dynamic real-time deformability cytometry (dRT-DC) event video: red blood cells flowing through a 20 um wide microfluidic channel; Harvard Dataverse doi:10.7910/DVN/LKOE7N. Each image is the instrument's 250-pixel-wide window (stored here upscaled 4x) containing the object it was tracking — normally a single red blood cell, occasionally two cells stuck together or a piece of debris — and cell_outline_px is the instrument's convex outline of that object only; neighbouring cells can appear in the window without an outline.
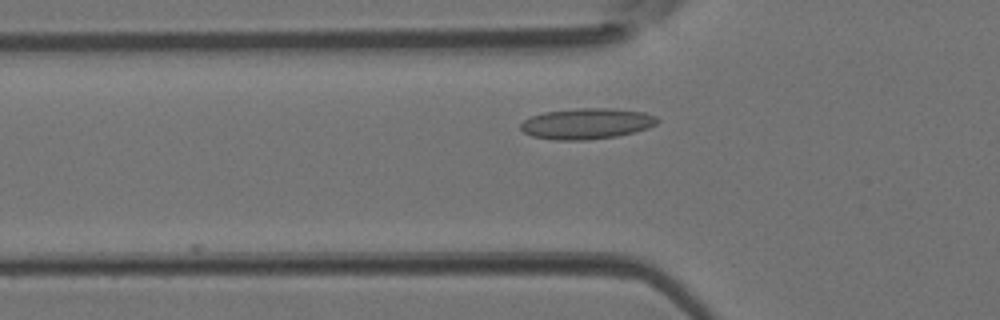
{"species": "Egyptian fruit bat (a non-hibernating species)", "species_latin": "Rousettus aegyptiacus", "temperature_condition": "room temperature", "stored_images_in_passage": 7, "camera_frame_rate_fps": 3000, "um_per_image_px": 0.085, "animal": {"sex": "female"}, "frame": {"image": 1, "passage_image": 5, "time_ms": 1.333, "image_size_px": [1000, 320], "cell_outline_px": [[660, 120], [656, 124], [648, 128], [636, 132], [616, 136], [584, 140], [556, 140], [532, 136], [524, 132], [520, 128], [520, 124], [524, 120], [532, 116], [544, 112], [576, 108], [612, 108], [644, 112], [656, 116]], "centroid_in_image_um": [49.89, 10.5], "position_along_channel_um": 75.9, "area_um2": 24.62}}
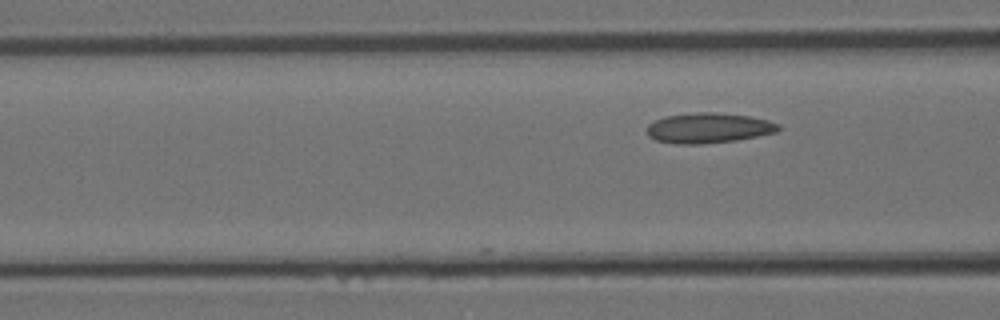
{"frame": {"image": 2, "passage_image": 7, "time_ms": 2.0, "image_size_px": [1000, 320], "cell_outline_px": [[780, 128], [776, 132], [736, 140], [704, 144], [676, 144], [656, 140], [648, 136], [648, 124], [664, 116], [696, 112], [716, 112], [748, 116], [768, 120], [780, 124]], "centroid_in_image_um": [60.22, 10.88], "position_along_channel_um": 106.4, "area_um2": 23.12}}